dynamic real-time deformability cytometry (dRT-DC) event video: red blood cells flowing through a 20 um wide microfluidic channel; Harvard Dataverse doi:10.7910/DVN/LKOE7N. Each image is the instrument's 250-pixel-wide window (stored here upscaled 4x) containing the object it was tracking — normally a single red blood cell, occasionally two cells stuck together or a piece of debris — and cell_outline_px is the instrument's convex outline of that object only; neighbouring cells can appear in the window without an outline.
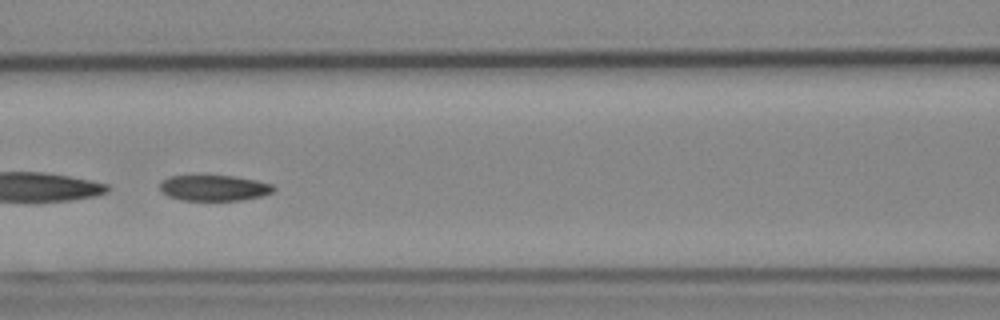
{"species": "Egyptian fruit bat (a non-hibernating species)", "species_latin": "Rousettus aegyptiacus", "temperature_condition": "cold", "stored_images_in_passage": 52, "segment_of_instrument_passage": [2, 2], "camera_frame_rate_fps": 3000, "um_per_image_px": 0.085, "animal": {"sex": "female"}, "frame": {"image": 1, "passage_image": 24, "time_ms": 7.667, "image_size_px": [1000, 320], "cell_outline_px": [[276, 188], [272, 192], [264, 196], [240, 200], [180, 200], [168, 196], [160, 192], [160, 180], [168, 176], [236, 176], [256, 180], [272, 184]], "centroid_in_image_um": [18.18, 15.97], "position_along_channel_um": 148.4, "area_um2": 17.22}}